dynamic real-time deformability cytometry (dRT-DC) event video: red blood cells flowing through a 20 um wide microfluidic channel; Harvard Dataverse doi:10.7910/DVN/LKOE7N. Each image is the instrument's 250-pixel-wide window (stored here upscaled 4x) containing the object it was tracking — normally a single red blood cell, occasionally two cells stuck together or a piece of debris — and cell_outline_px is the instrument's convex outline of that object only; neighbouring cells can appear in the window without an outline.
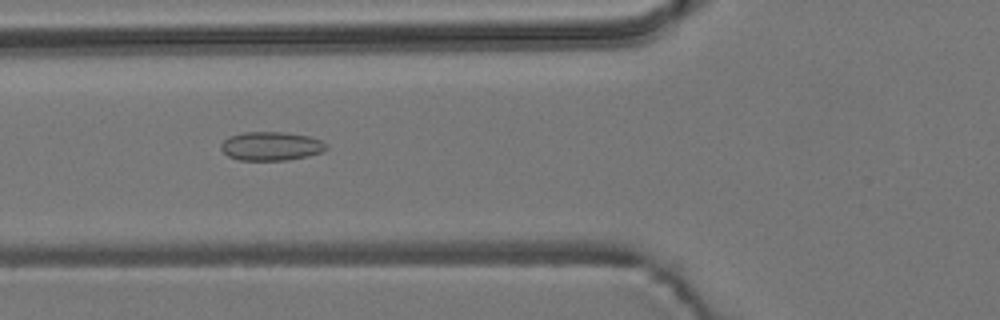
{"species": "common noctule bat (a hibernating species)", "species_latin": "Nyctalus noctula", "temperature_condition": "room temperature", "stored_images_in_passage": 39, "camera_frame_rate_fps": 3000, "um_per_image_px": 0.085, "animal": {"sex": "male", "body_mass_g": 19.2, "forearm_length_mm": 51.8}, "frame": {"image": 1, "passage_image": 4, "time_ms": 1.0, "image_size_px": [1000, 320], "cell_outline_px": [[328, 148], [324, 152], [308, 156], [288, 160], [240, 160], [228, 156], [220, 148], [220, 144], [228, 136], [244, 132], [284, 132], [308, 136], [320, 140], [328, 144]], "centroid_in_image_um": [23.06, 12.42], "position_along_channel_um": 102.7, "area_um2": 17.8}}
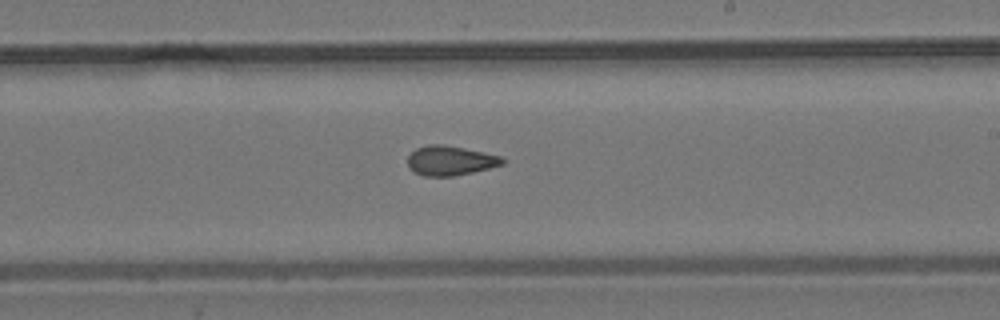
{"frame": {"image": 2, "passage_image": 16, "time_ms": 5.0, "image_size_px": [1000, 320], "cell_outline_px": [[504, 164], [472, 172], [452, 176], [424, 176], [408, 168], [408, 156], [416, 148], [428, 144], [444, 144], [484, 152], [500, 156], [504, 160]], "centroid_in_image_um": [38.25, 13.64], "position_along_channel_um": 250.8, "area_um2": 16.24}}
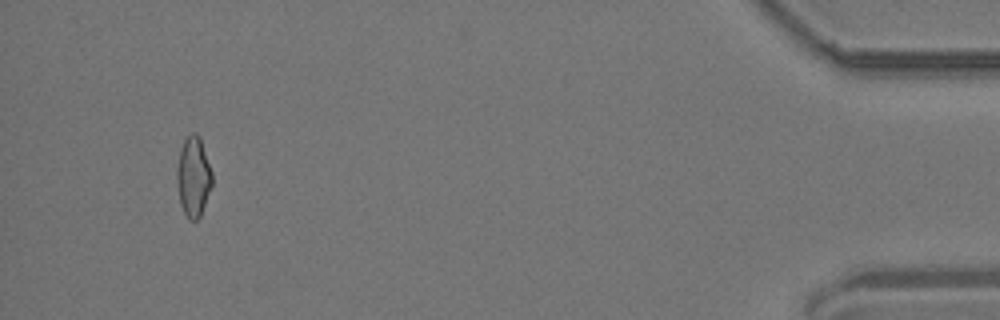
{"frame": {"image": 3, "passage_image": 36, "time_ms": 11.667, "image_size_px": [1000, 320], "cell_outline_px": [[212, 184], [200, 216], [196, 220], [188, 220], [180, 204], [176, 180], [176, 168], [180, 148], [184, 140], [192, 132], [196, 132], [200, 136], [212, 172]], "centroid_in_image_um": [16.42, 15.0], "position_along_channel_um": 418.8, "area_um2": 16.53}, "authors_computed_cell_mechanics": {"area_um2": 16.473, "velocity_mm_per_s": 3.6951, "shape_relaxation_time_tau1_ms": null, "shape_relaxation_time_tau2_ms": 2.1917, "deformation_change_tau1": null, "deformation_change_tau2": 0.078}}